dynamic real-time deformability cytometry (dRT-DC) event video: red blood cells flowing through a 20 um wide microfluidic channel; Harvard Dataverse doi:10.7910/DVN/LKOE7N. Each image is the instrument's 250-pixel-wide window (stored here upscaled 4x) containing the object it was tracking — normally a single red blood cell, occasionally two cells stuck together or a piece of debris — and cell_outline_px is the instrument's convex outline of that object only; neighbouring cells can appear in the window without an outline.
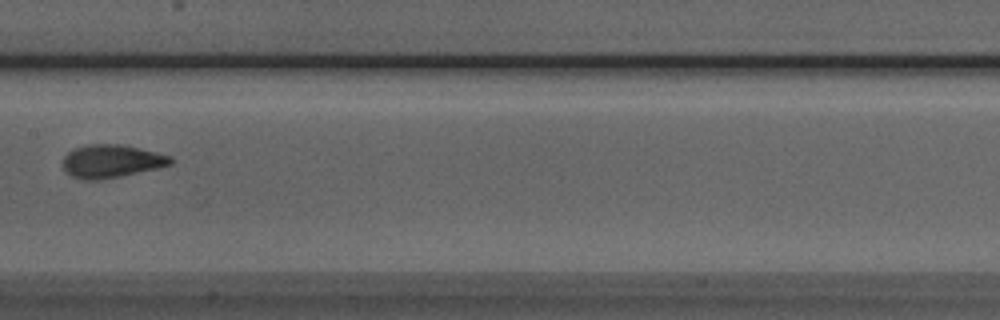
{"species": "Egyptian fruit bat (a non-hibernating species)", "species_latin": "Rousettus aegyptiacus", "temperature_condition": "room temperature", "stored_images_in_passage": 7, "camera_frame_rate_fps": 3000, "um_per_image_px": 0.085, "animal": {"sex": "male"}, "frame": {"image": 1, "passage_image": 7, "time_ms": 7.0, "image_size_px": [1000, 320], "cell_outline_px": [[172, 164], [156, 168], [120, 176], [100, 180], [84, 180], [72, 176], [64, 168], [64, 156], [68, 152], [76, 148], [88, 144], [120, 144], [156, 152], [172, 156]], "centroid_in_image_um": [9.47, 13.7], "position_along_channel_um": 197.9, "area_um2": 20.46}}